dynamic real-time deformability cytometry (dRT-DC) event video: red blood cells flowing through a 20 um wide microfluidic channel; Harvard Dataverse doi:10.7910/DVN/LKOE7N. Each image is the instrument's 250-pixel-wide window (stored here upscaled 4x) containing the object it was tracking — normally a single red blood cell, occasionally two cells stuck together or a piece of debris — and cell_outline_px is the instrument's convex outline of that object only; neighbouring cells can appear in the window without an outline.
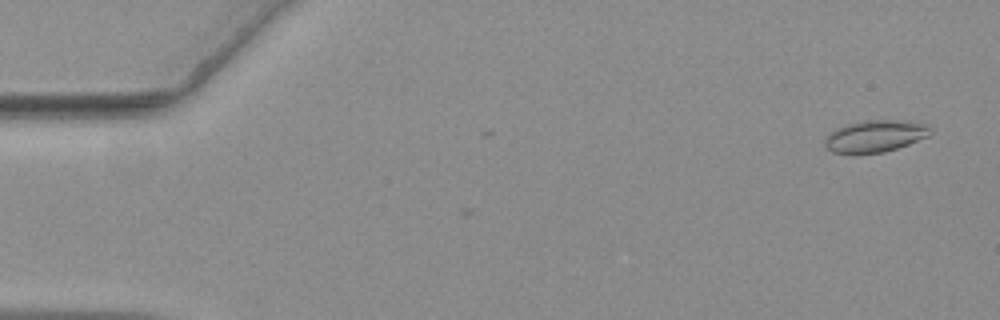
{"species": "common noctule bat (a hibernating species)", "species_latin": "Nyctalus noctula", "temperature_condition": "warm", "stored_images_in_passage": 57, "camera_frame_rate_fps": 3000, "um_per_image_px": 0.085, "animal": {"sex": "female", "body_mass_g": 19.3, "forearm_length_mm": 54.1}, "frame": {"image": 1, "passage_image": 3, "time_ms": 0.667, "image_size_px": [1000, 320], "cell_outline_px": [[932, 132], [928, 136], [908, 144], [884, 152], [856, 156], [852, 156], [832, 152], [824, 144], [824, 140], [836, 128], [844, 124], [864, 120], [908, 120], [928, 124], [932, 128]], "centroid_in_image_um": [74.38, 11.59], "position_along_channel_um": 10.6, "area_um2": 20.29}}
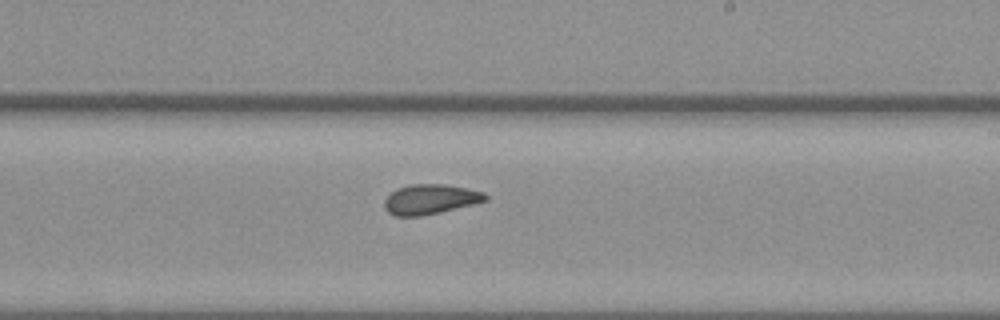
{"frame": {"image": 2, "passage_image": 34, "time_ms": 11.0, "image_size_px": [1000, 320], "cell_outline_px": [[488, 200], [440, 212], [420, 216], [396, 216], [388, 212], [384, 208], [384, 200], [396, 188], [412, 184], [444, 184], [484, 192], [488, 196]], "centroid_in_image_um": [36.55, 16.94], "position_along_channel_um": 252.4, "area_um2": 17.46}}
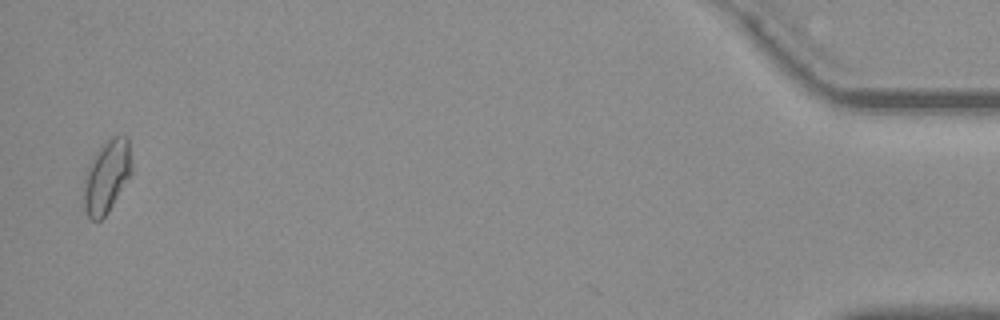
{"frame": {"image": 3, "passage_image": 56, "time_ms": 18.333, "image_size_px": [1000, 320], "cell_outline_px": [[132, 172], [108, 212], [100, 220], [92, 220], [88, 216], [84, 208], [84, 180], [88, 164], [92, 156], [104, 140], [112, 136], [128, 136], [132, 160]], "centroid_in_image_um": [9.07, 14.94], "position_along_channel_um": 426.1, "area_um2": 20.52}, "authors_computed_cell_mechanics": {"area_um2": 18.2648, "velocity_mm_per_s": 3.6416, "shape_relaxation_time_tau1_ms": 8.2173, "shape_relaxation_time_tau2_ms": 1.5822, "deformation_change_tau1": 0.1121, "deformation_change_tau2": 0.0572}}